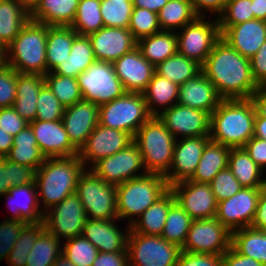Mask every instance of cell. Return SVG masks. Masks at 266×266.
Masks as SVG:
<instances>
[{"instance_id": "cell-1", "label": "cell", "mask_w": 266, "mask_h": 266, "mask_svg": "<svg viewBox=\"0 0 266 266\" xmlns=\"http://www.w3.org/2000/svg\"><path fill=\"white\" fill-rule=\"evenodd\" d=\"M222 99H249L258 89L250 59L220 39L201 66Z\"/></svg>"}, {"instance_id": "cell-2", "label": "cell", "mask_w": 266, "mask_h": 266, "mask_svg": "<svg viewBox=\"0 0 266 266\" xmlns=\"http://www.w3.org/2000/svg\"><path fill=\"white\" fill-rule=\"evenodd\" d=\"M256 111L252 100L223 99L210 115V139L230 148H243L254 135Z\"/></svg>"}, {"instance_id": "cell-3", "label": "cell", "mask_w": 266, "mask_h": 266, "mask_svg": "<svg viewBox=\"0 0 266 266\" xmlns=\"http://www.w3.org/2000/svg\"><path fill=\"white\" fill-rule=\"evenodd\" d=\"M85 169L78 155L45 158L35 175L38 200L43 203L41 208L44 213L76 192L78 180Z\"/></svg>"}, {"instance_id": "cell-4", "label": "cell", "mask_w": 266, "mask_h": 266, "mask_svg": "<svg viewBox=\"0 0 266 266\" xmlns=\"http://www.w3.org/2000/svg\"><path fill=\"white\" fill-rule=\"evenodd\" d=\"M48 25L29 19L7 46V64L18 73L46 74Z\"/></svg>"}, {"instance_id": "cell-5", "label": "cell", "mask_w": 266, "mask_h": 266, "mask_svg": "<svg viewBox=\"0 0 266 266\" xmlns=\"http://www.w3.org/2000/svg\"><path fill=\"white\" fill-rule=\"evenodd\" d=\"M169 189L163 175L151 173L116 186L118 219L131 225Z\"/></svg>"}, {"instance_id": "cell-6", "label": "cell", "mask_w": 266, "mask_h": 266, "mask_svg": "<svg viewBox=\"0 0 266 266\" xmlns=\"http://www.w3.org/2000/svg\"><path fill=\"white\" fill-rule=\"evenodd\" d=\"M147 173L165 176L171 168L176 138L157 116L145 122L133 137Z\"/></svg>"}, {"instance_id": "cell-7", "label": "cell", "mask_w": 266, "mask_h": 266, "mask_svg": "<svg viewBox=\"0 0 266 266\" xmlns=\"http://www.w3.org/2000/svg\"><path fill=\"white\" fill-rule=\"evenodd\" d=\"M151 117L143 94L125 92L121 97L99 106L98 124L128 132L134 137Z\"/></svg>"}, {"instance_id": "cell-8", "label": "cell", "mask_w": 266, "mask_h": 266, "mask_svg": "<svg viewBox=\"0 0 266 266\" xmlns=\"http://www.w3.org/2000/svg\"><path fill=\"white\" fill-rule=\"evenodd\" d=\"M85 209L87 219H118L116 186L107 184L91 169L81 174L75 192Z\"/></svg>"}, {"instance_id": "cell-9", "label": "cell", "mask_w": 266, "mask_h": 266, "mask_svg": "<svg viewBox=\"0 0 266 266\" xmlns=\"http://www.w3.org/2000/svg\"><path fill=\"white\" fill-rule=\"evenodd\" d=\"M210 18V16H198L193 22L176 32L178 53L196 61L201 66L214 45L221 39L218 18Z\"/></svg>"}, {"instance_id": "cell-10", "label": "cell", "mask_w": 266, "mask_h": 266, "mask_svg": "<svg viewBox=\"0 0 266 266\" xmlns=\"http://www.w3.org/2000/svg\"><path fill=\"white\" fill-rule=\"evenodd\" d=\"M129 266H176L181 248L161 236L129 231L127 240Z\"/></svg>"}, {"instance_id": "cell-11", "label": "cell", "mask_w": 266, "mask_h": 266, "mask_svg": "<svg viewBox=\"0 0 266 266\" xmlns=\"http://www.w3.org/2000/svg\"><path fill=\"white\" fill-rule=\"evenodd\" d=\"M84 100L98 106L121 97L126 91L115 74L113 63L95 61L77 77Z\"/></svg>"}, {"instance_id": "cell-12", "label": "cell", "mask_w": 266, "mask_h": 266, "mask_svg": "<svg viewBox=\"0 0 266 266\" xmlns=\"http://www.w3.org/2000/svg\"><path fill=\"white\" fill-rule=\"evenodd\" d=\"M87 220L80 198L73 193L45 212L44 226L61 242L83 234Z\"/></svg>"}, {"instance_id": "cell-13", "label": "cell", "mask_w": 266, "mask_h": 266, "mask_svg": "<svg viewBox=\"0 0 266 266\" xmlns=\"http://www.w3.org/2000/svg\"><path fill=\"white\" fill-rule=\"evenodd\" d=\"M231 234L215 217L193 220L181 251L223 255L231 247Z\"/></svg>"}, {"instance_id": "cell-14", "label": "cell", "mask_w": 266, "mask_h": 266, "mask_svg": "<svg viewBox=\"0 0 266 266\" xmlns=\"http://www.w3.org/2000/svg\"><path fill=\"white\" fill-rule=\"evenodd\" d=\"M90 169L107 184L114 186L147 174L141 152L134 142L127 148L99 160Z\"/></svg>"}, {"instance_id": "cell-15", "label": "cell", "mask_w": 266, "mask_h": 266, "mask_svg": "<svg viewBox=\"0 0 266 266\" xmlns=\"http://www.w3.org/2000/svg\"><path fill=\"white\" fill-rule=\"evenodd\" d=\"M262 187H242L231 198L218 202L216 219L231 233L245 227H251Z\"/></svg>"}, {"instance_id": "cell-16", "label": "cell", "mask_w": 266, "mask_h": 266, "mask_svg": "<svg viewBox=\"0 0 266 266\" xmlns=\"http://www.w3.org/2000/svg\"><path fill=\"white\" fill-rule=\"evenodd\" d=\"M131 143L133 136L130 133L98 124L80 148L78 156L90 169L99 160L127 148Z\"/></svg>"}, {"instance_id": "cell-17", "label": "cell", "mask_w": 266, "mask_h": 266, "mask_svg": "<svg viewBox=\"0 0 266 266\" xmlns=\"http://www.w3.org/2000/svg\"><path fill=\"white\" fill-rule=\"evenodd\" d=\"M170 190L177 203L193 220L216 217L218 202L210 184L185 180L171 185Z\"/></svg>"}, {"instance_id": "cell-18", "label": "cell", "mask_w": 266, "mask_h": 266, "mask_svg": "<svg viewBox=\"0 0 266 266\" xmlns=\"http://www.w3.org/2000/svg\"><path fill=\"white\" fill-rule=\"evenodd\" d=\"M157 117L176 139L210 135L207 112L176 103Z\"/></svg>"}, {"instance_id": "cell-19", "label": "cell", "mask_w": 266, "mask_h": 266, "mask_svg": "<svg viewBox=\"0 0 266 266\" xmlns=\"http://www.w3.org/2000/svg\"><path fill=\"white\" fill-rule=\"evenodd\" d=\"M209 140V136L176 139L171 168L164 176L169 187L193 176Z\"/></svg>"}, {"instance_id": "cell-20", "label": "cell", "mask_w": 266, "mask_h": 266, "mask_svg": "<svg viewBox=\"0 0 266 266\" xmlns=\"http://www.w3.org/2000/svg\"><path fill=\"white\" fill-rule=\"evenodd\" d=\"M96 61L114 63L137 47L128 28L103 27L88 35Z\"/></svg>"}, {"instance_id": "cell-21", "label": "cell", "mask_w": 266, "mask_h": 266, "mask_svg": "<svg viewBox=\"0 0 266 266\" xmlns=\"http://www.w3.org/2000/svg\"><path fill=\"white\" fill-rule=\"evenodd\" d=\"M29 126L45 158L70 157L79 154V150L69 140L62 120H35L30 122Z\"/></svg>"}, {"instance_id": "cell-22", "label": "cell", "mask_w": 266, "mask_h": 266, "mask_svg": "<svg viewBox=\"0 0 266 266\" xmlns=\"http://www.w3.org/2000/svg\"><path fill=\"white\" fill-rule=\"evenodd\" d=\"M113 66L126 92L142 94L155 73V66L137 47L117 59Z\"/></svg>"}, {"instance_id": "cell-23", "label": "cell", "mask_w": 266, "mask_h": 266, "mask_svg": "<svg viewBox=\"0 0 266 266\" xmlns=\"http://www.w3.org/2000/svg\"><path fill=\"white\" fill-rule=\"evenodd\" d=\"M98 116L99 106L84 99L65 108L62 123L69 140L78 150L98 125Z\"/></svg>"}, {"instance_id": "cell-24", "label": "cell", "mask_w": 266, "mask_h": 266, "mask_svg": "<svg viewBox=\"0 0 266 266\" xmlns=\"http://www.w3.org/2000/svg\"><path fill=\"white\" fill-rule=\"evenodd\" d=\"M119 219H87L83 236L88 239L99 252H127V240L130 225L123 231L117 226ZM117 223V224H116ZM125 232V233H124Z\"/></svg>"}, {"instance_id": "cell-25", "label": "cell", "mask_w": 266, "mask_h": 266, "mask_svg": "<svg viewBox=\"0 0 266 266\" xmlns=\"http://www.w3.org/2000/svg\"><path fill=\"white\" fill-rule=\"evenodd\" d=\"M1 197L7 198V205H9L7 209H10L9 211L12 213L11 217L5 219L23 223L44 221L45 213L41 209L35 183L13 186Z\"/></svg>"}, {"instance_id": "cell-26", "label": "cell", "mask_w": 266, "mask_h": 266, "mask_svg": "<svg viewBox=\"0 0 266 266\" xmlns=\"http://www.w3.org/2000/svg\"><path fill=\"white\" fill-rule=\"evenodd\" d=\"M221 38L242 56L251 59L266 41V21L253 19L229 26L221 33Z\"/></svg>"}, {"instance_id": "cell-27", "label": "cell", "mask_w": 266, "mask_h": 266, "mask_svg": "<svg viewBox=\"0 0 266 266\" xmlns=\"http://www.w3.org/2000/svg\"><path fill=\"white\" fill-rule=\"evenodd\" d=\"M222 100L214 85L202 71L194 78L179 85L177 103L180 105L198 109L211 115Z\"/></svg>"}, {"instance_id": "cell-28", "label": "cell", "mask_w": 266, "mask_h": 266, "mask_svg": "<svg viewBox=\"0 0 266 266\" xmlns=\"http://www.w3.org/2000/svg\"><path fill=\"white\" fill-rule=\"evenodd\" d=\"M44 85V75L17 73L16 98L12 107L28 123L35 121L37 98Z\"/></svg>"}, {"instance_id": "cell-29", "label": "cell", "mask_w": 266, "mask_h": 266, "mask_svg": "<svg viewBox=\"0 0 266 266\" xmlns=\"http://www.w3.org/2000/svg\"><path fill=\"white\" fill-rule=\"evenodd\" d=\"M175 201V195L169 189L130 225V230L144 235L161 236L169 209Z\"/></svg>"}, {"instance_id": "cell-30", "label": "cell", "mask_w": 266, "mask_h": 266, "mask_svg": "<svg viewBox=\"0 0 266 266\" xmlns=\"http://www.w3.org/2000/svg\"><path fill=\"white\" fill-rule=\"evenodd\" d=\"M142 94L146 101L148 112L152 116H158L162 111L177 103L179 85L155 72Z\"/></svg>"}, {"instance_id": "cell-31", "label": "cell", "mask_w": 266, "mask_h": 266, "mask_svg": "<svg viewBox=\"0 0 266 266\" xmlns=\"http://www.w3.org/2000/svg\"><path fill=\"white\" fill-rule=\"evenodd\" d=\"M230 150V147L210 139L206 143L198 166L189 180L197 183L210 184L219 171L228 167Z\"/></svg>"}, {"instance_id": "cell-32", "label": "cell", "mask_w": 266, "mask_h": 266, "mask_svg": "<svg viewBox=\"0 0 266 266\" xmlns=\"http://www.w3.org/2000/svg\"><path fill=\"white\" fill-rule=\"evenodd\" d=\"M79 0H41L30 19L48 26H71Z\"/></svg>"}, {"instance_id": "cell-33", "label": "cell", "mask_w": 266, "mask_h": 266, "mask_svg": "<svg viewBox=\"0 0 266 266\" xmlns=\"http://www.w3.org/2000/svg\"><path fill=\"white\" fill-rule=\"evenodd\" d=\"M96 61L88 36L78 35L71 47L70 55L52 71L54 74L77 78Z\"/></svg>"}, {"instance_id": "cell-34", "label": "cell", "mask_w": 266, "mask_h": 266, "mask_svg": "<svg viewBox=\"0 0 266 266\" xmlns=\"http://www.w3.org/2000/svg\"><path fill=\"white\" fill-rule=\"evenodd\" d=\"M79 34L70 26H48L46 74L70 55L72 43Z\"/></svg>"}, {"instance_id": "cell-35", "label": "cell", "mask_w": 266, "mask_h": 266, "mask_svg": "<svg viewBox=\"0 0 266 266\" xmlns=\"http://www.w3.org/2000/svg\"><path fill=\"white\" fill-rule=\"evenodd\" d=\"M137 48L151 64L160 62L178 52L177 35L174 31H160L137 41Z\"/></svg>"}, {"instance_id": "cell-36", "label": "cell", "mask_w": 266, "mask_h": 266, "mask_svg": "<svg viewBox=\"0 0 266 266\" xmlns=\"http://www.w3.org/2000/svg\"><path fill=\"white\" fill-rule=\"evenodd\" d=\"M6 158L35 170L43 164L45 156L41 153L29 125L13 137V146Z\"/></svg>"}, {"instance_id": "cell-37", "label": "cell", "mask_w": 266, "mask_h": 266, "mask_svg": "<svg viewBox=\"0 0 266 266\" xmlns=\"http://www.w3.org/2000/svg\"><path fill=\"white\" fill-rule=\"evenodd\" d=\"M228 168L243 187H262L264 170L250 158L244 148H231Z\"/></svg>"}, {"instance_id": "cell-38", "label": "cell", "mask_w": 266, "mask_h": 266, "mask_svg": "<svg viewBox=\"0 0 266 266\" xmlns=\"http://www.w3.org/2000/svg\"><path fill=\"white\" fill-rule=\"evenodd\" d=\"M231 247L266 266V232L245 227L232 232Z\"/></svg>"}, {"instance_id": "cell-39", "label": "cell", "mask_w": 266, "mask_h": 266, "mask_svg": "<svg viewBox=\"0 0 266 266\" xmlns=\"http://www.w3.org/2000/svg\"><path fill=\"white\" fill-rule=\"evenodd\" d=\"M197 17L190 0H168L158 12V21L162 31L176 32Z\"/></svg>"}, {"instance_id": "cell-40", "label": "cell", "mask_w": 266, "mask_h": 266, "mask_svg": "<svg viewBox=\"0 0 266 266\" xmlns=\"http://www.w3.org/2000/svg\"><path fill=\"white\" fill-rule=\"evenodd\" d=\"M30 15L16 0H0V39L8 46Z\"/></svg>"}, {"instance_id": "cell-41", "label": "cell", "mask_w": 266, "mask_h": 266, "mask_svg": "<svg viewBox=\"0 0 266 266\" xmlns=\"http://www.w3.org/2000/svg\"><path fill=\"white\" fill-rule=\"evenodd\" d=\"M155 72L173 83L182 85L201 72V65L177 52L155 66Z\"/></svg>"}, {"instance_id": "cell-42", "label": "cell", "mask_w": 266, "mask_h": 266, "mask_svg": "<svg viewBox=\"0 0 266 266\" xmlns=\"http://www.w3.org/2000/svg\"><path fill=\"white\" fill-rule=\"evenodd\" d=\"M61 254L62 242L45 228L30 250L26 266H53Z\"/></svg>"}, {"instance_id": "cell-43", "label": "cell", "mask_w": 266, "mask_h": 266, "mask_svg": "<svg viewBox=\"0 0 266 266\" xmlns=\"http://www.w3.org/2000/svg\"><path fill=\"white\" fill-rule=\"evenodd\" d=\"M192 221L188 213L175 201L169 209L161 237L182 248Z\"/></svg>"}, {"instance_id": "cell-44", "label": "cell", "mask_w": 266, "mask_h": 266, "mask_svg": "<svg viewBox=\"0 0 266 266\" xmlns=\"http://www.w3.org/2000/svg\"><path fill=\"white\" fill-rule=\"evenodd\" d=\"M101 0H79L71 28L80 36H88L104 27L100 13Z\"/></svg>"}, {"instance_id": "cell-45", "label": "cell", "mask_w": 266, "mask_h": 266, "mask_svg": "<svg viewBox=\"0 0 266 266\" xmlns=\"http://www.w3.org/2000/svg\"><path fill=\"white\" fill-rule=\"evenodd\" d=\"M36 170L0 157V198L11 187L35 183Z\"/></svg>"}, {"instance_id": "cell-46", "label": "cell", "mask_w": 266, "mask_h": 266, "mask_svg": "<svg viewBox=\"0 0 266 266\" xmlns=\"http://www.w3.org/2000/svg\"><path fill=\"white\" fill-rule=\"evenodd\" d=\"M45 229L44 223H27L17 238L6 264L8 266H26L27 257L38 235Z\"/></svg>"}, {"instance_id": "cell-47", "label": "cell", "mask_w": 266, "mask_h": 266, "mask_svg": "<svg viewBox=\"0 0 266 266\" xmlns=\"http://www.w3.org/2000/svg\"><path fill=\"white\" fill-rule=\"evenodd\" d=\"M45 84L66 108L82 100L77 78L48 72L44 75Z\"/></svg>"}, {"instance_id": "cell-48", "label": "cell", "mask_w": 266, "mask_h": 266, "mask_svg": "<svg viewBox=\"0 0 266 266\" xmlns=\"http://www.w3.org/2000/svg\"><path fill=\"white\" fill-rule=\"evenodd\" d=\"M62 254L76 266H92L98 249L83 235L62 242Z\"/></svg>"}, {"instance_id": "cell-49", "label": "cell", "mask_w": 266, "mask_h": 266, "mask_svg": "<svg viewBox=\"0 0 266 266\" xmlns=\"http://www.w3.org/2000/svg\"><path fill=\"white\" fill-rule=\"evenodd\" d=\"M133 1L101 0L100 13L105 27L128 28Z\"/></svg>"}, {"instance_id": "cell-50", "label": "cell", "mask_w": 266, "mask_h": 266, "mask_svg": "<svg viewBox=\"0 0 266 266\" xmlns=\"http://www.w3.org/2000/svg\"><path fill=\"white\" fill-rule=\"evenodd\" d=\"M128 29L136 41L162 31L158 14L140 7H133Z\"/></svg>"}, {"instance_id": "cell-51", "label": "cell", "mask_w": 266, "mask_h": 266, "mask_svg": "<svg viewBox=\"0 0 266 266\" xmlns=\"http://www.w3.org/2000/svg\"><path fill=\"white\" fill-rule=\"evenodd\" d=\"M253 19L252 0H228L223 13L218 17L220 32L229 26Z\"/></svg>"}, {"instance_id": "cell-52", "label": "cell", "mask_w": 266, "mask_h": 266, "mask_svg": "<svg viewBox=\"0 0 266 266\" xmlns=\"http://www.w3.org/2000/svg\"><path fill=\"white\" fill-rule=\"evenodd\" d=\"M65 107L54 93L45 84L37 98V112L35 120L57 121L62 120Z\"/></svg>"}, {"instance_id": "cell-53", "label": "cell", "mask_w": 266, "mask_h": 266, "mask_svg": "<svg viewBox=\"0 0 266 266\" xmlns=\"http://www.w3.org/2000/svg\"><path fill=\"white\" fill-rule=\"evenodd\" d=\"M210 185L217 202L231 198L243 187L228 167L219 171Z\"/></svg>"}, {"instance_id": "cell-54", "label": "cell", "mask_w": 266, "mask_h": 266, "mask_svg": "<svg viewBox=\"0 0 266 266\" xmlns=\"http://www.w3.org/2000/svg\"><path fill=\"white\" fill-rule=\"evenodd\" d=\"M27 223L16 220L0 222V261L7 260L17 238L20 236L22 228Z\"/></svg>"}, {"instance_id": "cell-55", "label": "cell", "mask_w": 266, "mask_h": 266, "mask_svg": "<svg viewBox=\"0 0 266 266\" xmlns=\"http://www.w3.org/2000/svg\"><path fill=\"white\" fill-rule=\"evenodd\" d=\"M17 73L8 64L0 70V108L13 106L16 98Z\"/></svg>"}, {"instance_id": "cell-56", "label": "cell", "mask_w": 266, "mask_h": 266, "mask_svg": "<svg viewBox=\"0 0 266 266\" xmlns=\"http://www.w3.org/2000/svg\"><path fill=\"white\" fill-rule=\"evenodd\" d=\"M28 125L13 107L0 108V128L9 135L14 137Z\"/></svg>"}, {"instance_id": "cell-57", "label": "cell", "mask_w": 266, "mask_h": 266, "mask_svg": "<svg viewBox=\"0 0 266 266\" xmlns=\"http://www.w3.org/2000/svg\"><path fill=\"white\" fill-rule=\"evenodd\" d=\"M176 266H223V255L181 251Z\"/></svg>"}, {"instance_id": "cell-58", "label": "cell", "mask_w": 266, "mask_h": 266, "mask_svg": "<svg viewBox=\"0 0 266 266\" xmlns=\"http://www.w3.org/2000/svg\"><path fill=\"white\" fill-rule=\"evenodd\" d=\"M253 80L258 87L266 86V41L250 59Z\"/></svg>"}, {"instance_id": "cell-59", "label": "cell", "mask_w": 266, "mask_h": 266, "mask_svg": "<svg viewBox=\"0 0 266 266\" xmlns=\"http://www.w3.org/2000/svg\"><path fill=\"white\" fill-rule=\"evenodd\" d=\"M227 1L228 0H190L198 16L204 17L209 13L212 18H218L223 13ZM214 13L215 16H213Z\"/></svg>"}, {"instance_id": "cell-60", "label": "cell", "mask_w": 266, "mask_h": 266, "mask_svg": "<svg viewBox=\"0 0 266 266\" xmlns=\"http://www.w3.org/2000/svg\"><path fill=\"white\" fill-rule=\"evenodd\" d=\"M243 148L262 170L266 169V140L253 136Z\"/></svg>"}, {"instance_id": "cell-61", "label": "cell", "mask_w": 266, "mask_h": 266, "mask_svg": "<svg viewBox=\"0 0 266 266\" xmlns=\"http://www.w3.org/2000/svg\"><path fill=\"white\" fill-rule=\"evenodd\" d=\"M92 266H129L128 252H99Z\"/></svg>"}, {"instance_id": "cell-62", "label": "cell", "mask_w": 266, "mask_h": 266, "mask_svg": "<svg viewBox=\"0 0 266 266\" xmlns=\"http://www.w3.org/2000/svg\"><path fill=\"white\" fill-rule=\"evenodd\" d=\"M223 266H265L254 260L251 257H247L237 253L232 247H230L223 254Z\"/></svg>"}, {"instance_id": "cell-63", "label": "cell", "mask_w": 266, "mask_h": 266, "mask_svg": "<svg viewBox=\"0 0 266 266\" xmlns=\"http://www.w3.org/2000/svg\"><path fill=\"white\" fill-rule=\"evenodd\" d=\"M251 228L266 232V190L262 188Z\"/></svg>"}, {"instance_id": "cell-64", "label": "cell", "mask_w": 266, "mask_h": 266, "mask_svg": "<svg viewBox=\"0 0 266 266\" xmlns=\"http://www.w3.org/2000/svg\"><path fill=\"white\" fill-rule=\"evenodd\" d=\"M254 104L256 114L266 117V86H260L250 98Z\"/></svg>"}, {"instance_id": "cell-65", "label": "cell", "mask_w": 266, "mask_h": 266, "mask_svg": "<svg viewBox=\"0 0 266 266\" xmlns=\"http://www.w3.org/2000/svg\"><path fill=\"white\" fill-rule=\"evenodd\" d=\"M167 2L168 0H133V7L146 8L158 14Z\"/></svg>"}, {"instance_id": "cell-66", "label": "cell", "mask_w": 266, "mask_h": 266, "mask_svg": "<svg viewBox=\"0 0 266 266\" xmlns=\"http://www.w3.org/2000/svg\"><path fill=\"white\" fill-rule=\"evenodd\" d=\"M13 146V136L0 128V157H6Z\"/></svg>"}, {"instance_id": "cell-67", "label": "cell", "mask_w": 266, "mask_h": 266, "mask_svg": "<svg viewBox=\"0 0 266 266\" xmlns=\"http://www.w3.org/2000/svg\"><path fill=\"white\" fill-rule=\"evenodd\" d=\"M254 137L266 140V117L256 114L254 121Z\"/></svg>"}, {"instance_id": "cell-68", "label": "cell", "mask_w": 266, "mask_h": 266, "mask_svg": "<svg viewBox=\"0 0 266 266\" xmlns=\"http://www.w3.org/2000/svg\"><path fill=\"white\" fill-rule=\"evenodd\" d=\"M254 18L266 21V0H252Z\"/></svg>"}, {"instance_id": "cell-69", "label": "cell", "mask_w": 266, "mask_h": 266, "mask_svg": "<svg viewBox=\"0 0 266 266\" xmlns=\"http://www.w3.org/2000/svg\"><path fill=\"white\" fill-rule=\"evenodd\" d=\"M16 1L29 15H31L38 7L41 0H16Z\"/></svg>"}, {"instance_id": "cell-70", "label": "cell", "mask_w": 266, "mask_h": 266, "mask_svg": "<svg viewBox=\"0 0 266 266\" xmlns=\"http://www.w3.org/2000/svg\"><path fill=\"white\" fill-rule=\"evenodd\" d=\"M53 266H76L70 260H68L63 254H61L54 262Z\"/></svg>"}, {"instance_id": "cell-71", "label": "cell", "mask_w": 266, "mask_h": 266, "mask_svg": "<svg viewBox=\"0 0 266 266\" xmlns=\"http://www.w3.org/2000/svg\"><path fill=\"white\" fill-rule=\"evenodd\" d=\"M7 65V53H0V70Z\"/></svg>"}, {"instance_id": "cell-72", "label": "cell", "mask_w": 266, "mask_h": 266, "mask_svg": "<svg viewBox=\"0 0 266 266\" xmlns=\"http://www.w3.org/2000/svg\"><path fill=\"white\" fill-rule=\"evenodd\" d=\"M0 53H7V46L1 39H0Z\"/></svg>"}, {"instance_id": "cell-73", "label": "cell", "mask_w": 266, "mask_h": 266, "mask_svg": "<svg viewBox=\"0 0 266 266\" xmlns=\"http://www.w3.org/2000/svg\"><path fill=\"white\" fill-rule=\"evenodd\" d=\"M266 171V169L264 170V172ZM265 175L263 176V184H262V188L264 190H266V172L264 173Z\"/></svg>"}]
</instances>
